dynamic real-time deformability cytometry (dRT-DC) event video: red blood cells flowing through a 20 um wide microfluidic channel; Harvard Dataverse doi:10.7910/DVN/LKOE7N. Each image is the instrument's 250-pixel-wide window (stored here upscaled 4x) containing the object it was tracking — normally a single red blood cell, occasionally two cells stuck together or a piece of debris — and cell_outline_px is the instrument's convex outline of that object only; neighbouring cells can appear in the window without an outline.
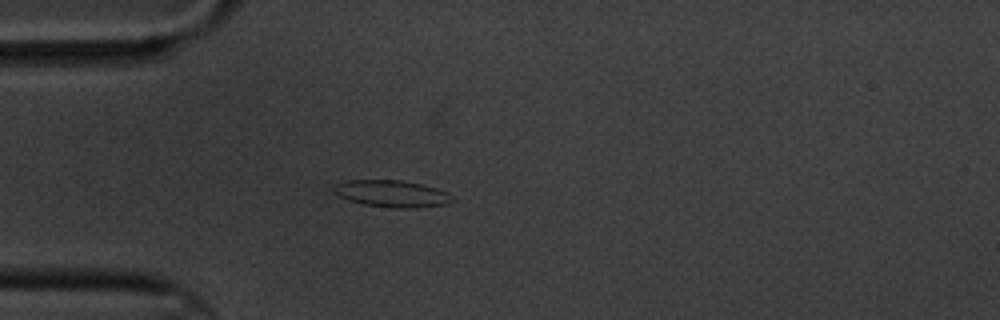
{"species": "common noctule bat (a hibernating species)", "species_latin": "Nyctalus noctula", "temperature_condition": "cold", "stored_images_in_passage": 4, "camera_frame_rate_fps": 3000, "um_per_image_px": 0.085, "animal": {"sex": "male", "body_mass_g": 20.1, "forearm_length_mm": 53.5}, "frame": {"image": 1, "passage_image": 4, "time_ms": 3.333, "image_size_px": [1000, 320], "cell_outline_px": [[452, 200], [448, 204], [416, 208], [392, 208], [364, 204], [348, 200], [332, 192], [332, 188], [336, 184], [344, 180], [400, 180], [424, 184], [448, 192], [452, 196]], "centroid_in_image_um": [33.3, 16.46], "position_along_channel_um": 51.7, "area_um2": 18.73}}